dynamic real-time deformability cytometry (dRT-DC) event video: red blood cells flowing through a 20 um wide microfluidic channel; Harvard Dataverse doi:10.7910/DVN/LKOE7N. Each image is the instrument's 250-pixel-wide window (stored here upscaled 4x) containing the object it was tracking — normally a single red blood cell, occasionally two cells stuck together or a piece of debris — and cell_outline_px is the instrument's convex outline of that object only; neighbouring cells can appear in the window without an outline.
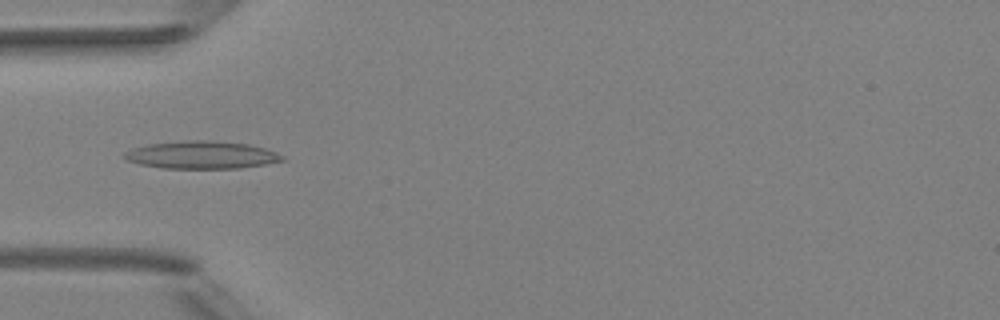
{"species": "Egyptian fruit bat (a non-hibernating species)", "species_latin": "Rousettus aegyptiacus", "temperature_condition": "room temperature", "stored_images_in_passage": 7, "camera_frame_rate_fps": 3000, "um_per_image_px": 0.085, "animal": {"sex": "female"}, "frame": {"image": 1, "passage_image": 5, "time_ms": 4.667, "image_size_px": [1000, 320], "cell_outline_px": [[284, 160], [264, 164], [240, 168], [164, 168], [140, 164], [128, 160], [120, 156], [124, 152], [132, 148], [148, 144], [188, 140], [212, 140], [248, 144], [264, 148], [276, 152], [284, 156]], "centroid_in_image_um": [17.11, 13.16], "position_along_channel_um": 67.9, "area_um2": 25.37}}
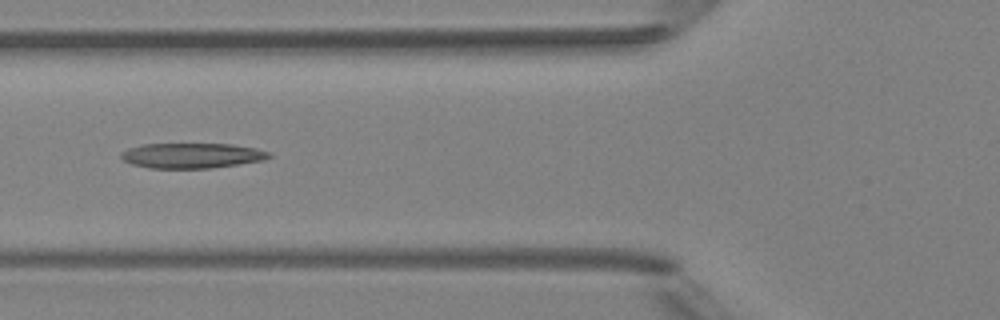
{"frame": {"image": 2, "passage_image": 6, "time_ms": 5.667, "image_size_px": [1000, 320], "cell_outline_px": [[272, 156], [264, 160], [208, 168], [148, 168], [132, 164], [124, 160], [120, 156], [120, 152], [128, 148], [140, 144], [232, 144], [256, 148], [268, 152]], "centroid_in_image_um": [16.26, 13.22], "position_along_channel_um": 109.5, "area_um2": 21.62}}
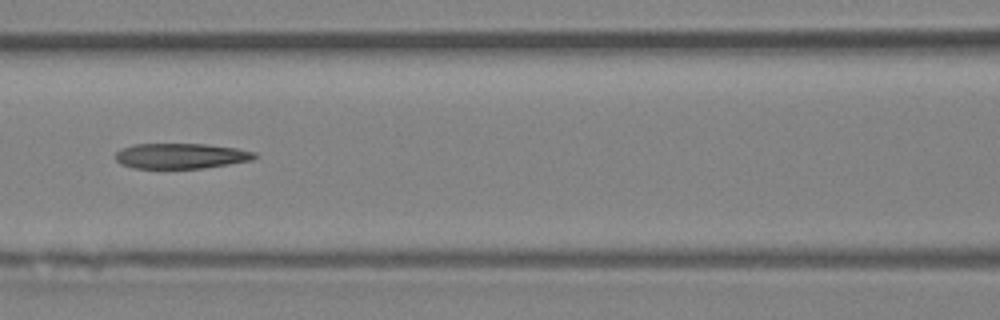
{"frame": {"image": 3, "passage_image": 7, "time_ms": 6.667, "image_size_px": [1000, 320], "cell_outline_px": [[256, 156], [252, 160], [204, 168], [132, 168], [120, 164], [116, 160], [116, 152], [120, 148], [132, 144], [204, 144], [236, 148], [256, 152]], "centroid_in_image_um": [15.33, 13.25], "position_along_channel_um": 151.3, "area_um2": 20.58}}